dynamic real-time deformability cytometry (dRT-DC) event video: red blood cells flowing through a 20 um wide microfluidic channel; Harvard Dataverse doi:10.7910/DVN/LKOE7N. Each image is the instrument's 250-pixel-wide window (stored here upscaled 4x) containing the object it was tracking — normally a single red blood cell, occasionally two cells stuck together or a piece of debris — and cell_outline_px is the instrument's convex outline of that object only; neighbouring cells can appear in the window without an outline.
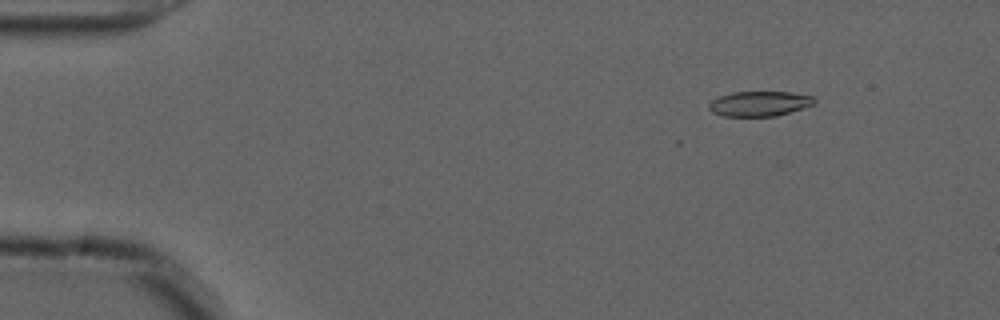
{"species": "common noctule bat (a hibernating species)", "species_latin": "Nyctalus noctula", "temperature_condition": "cold", "stored_images_in_passage": 15, "camera_frame_rate_fps": 3000, "um_per_image_px": 0.085, "animal": {"sex": "male", "forearm_length_mm": 52.5}, "frame": {"image": 1, "passage_image": 7, "time_ms": 2.0, "image_size_px": [1000, 320], "cell_outline_px": [[816, 104], [776, 116], [724, 116], [712, 112], [708, 108], [708, 104], [712, 100], [720, 96], [732, 92], [788, 92], [816, 96]], "centroid_in_image_um": [64.58, 8.81], "position_along_channel_um": 20.4, "area_um2": 15.43}}